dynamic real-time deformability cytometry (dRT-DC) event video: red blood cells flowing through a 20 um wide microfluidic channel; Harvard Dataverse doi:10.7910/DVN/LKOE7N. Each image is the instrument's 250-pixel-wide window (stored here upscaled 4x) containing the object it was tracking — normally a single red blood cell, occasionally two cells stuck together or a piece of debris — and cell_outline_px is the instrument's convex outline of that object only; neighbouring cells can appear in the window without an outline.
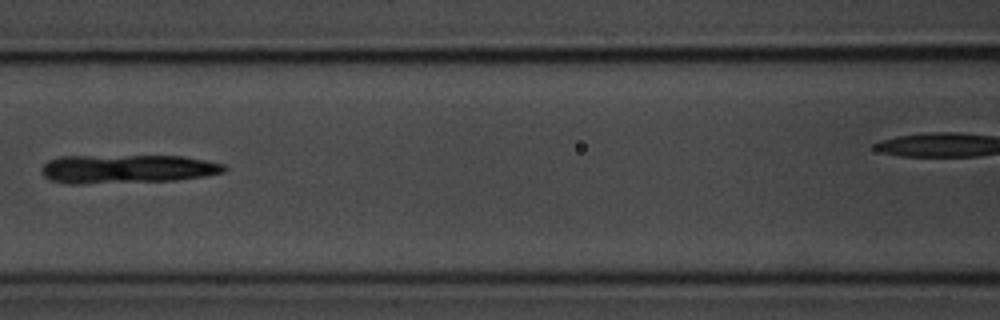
{"species": "common noctule bat (a hibernating species)", "species_latin": "Nyctalus noctula", "temperature_condition": "room temperature", "stored_images_in_passage": 5, "camera_frame_rate_fps": 3000, "um_per_image_px": 0.085, "animal": {"sex": "male", "body_mass_g": 20.1, "forearm_length_mm": 53.5}, "frame": {"image": 1, "passage_image": 3, "time_ms": 2.333, "image_size_px": [1000, 320], "cell_outline_px": [[228, 168], [224, 172], [204, 176], [176, 180], [84, 184], [64, 184], [48, 180], [40, 172], [40, 168], [48, 160], [60, 156], [180, 156], [204, 160], [224, 164]], "centroid_in_image_um": [10.73, 14.37], "position_along_channel_um": 155.9, "area_um2": 30.81}}